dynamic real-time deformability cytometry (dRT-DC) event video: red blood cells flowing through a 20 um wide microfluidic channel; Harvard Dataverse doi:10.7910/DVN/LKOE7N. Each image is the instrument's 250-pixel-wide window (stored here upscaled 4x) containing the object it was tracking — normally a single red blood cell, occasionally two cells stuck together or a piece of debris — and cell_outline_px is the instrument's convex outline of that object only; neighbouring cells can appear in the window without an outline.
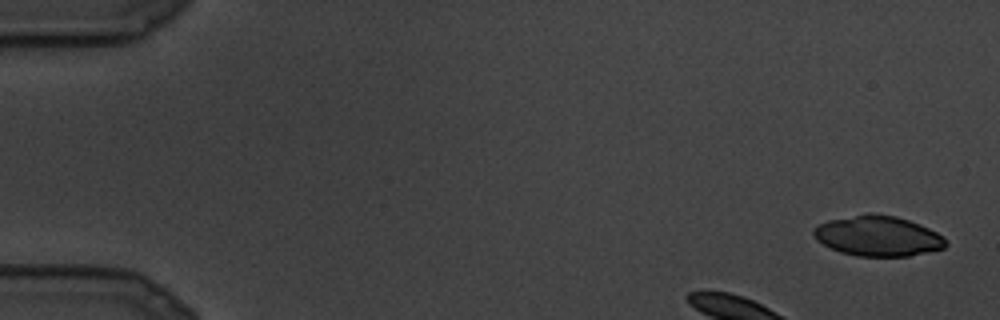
{"species": "common noctule bat (a hibernating species)", "species_latin": "Nyctalus noctula", "temperature_condition": "cold", "stored_images_in_passage": 9, "camera_frame_rate_fps": 3000, "um_per_image_px": 0.085, "animal": {"sex": "male", "body_mass_g": 19.5, "forearm_length_mm": 54.6}, "frame": {"image": 1, "passage_image": 1, "time_ms": 0.0, "image_size_px": [1000, 320], "cell_outline_px": [[948, 244], [944, 248], [908, 256], [856, 256], [840, 252], [816, 240], [812, 232], [812, 228], [828, 220], [868, 212], [872, 212], [896, 216], [920, 224], [944, 236]], "centroid_in_image_um": [74.61, 20.04], "position_along_channel_um": 10.4, "area_um2": 31.15}}
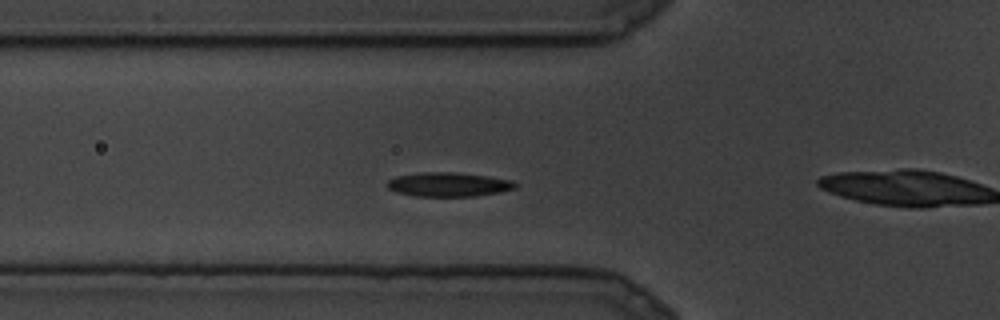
{"frame": {"image": 2, "passage_image": 8, "time_ms": 2.333, "image_size_px": [1000, 320], "cell_outline_px": [[516, 188], [500, 192], [476, 196], [416, 196], [396, 192], [388, 188], [388, 180], [396, 176], [416, 172], [456, 172], [488, 176], [512, 180], [516, 184]], "centroid_in_image_um": [38.12, 15.67], "position_along_channel_um": 87.7, "area_um2": 18.09}}